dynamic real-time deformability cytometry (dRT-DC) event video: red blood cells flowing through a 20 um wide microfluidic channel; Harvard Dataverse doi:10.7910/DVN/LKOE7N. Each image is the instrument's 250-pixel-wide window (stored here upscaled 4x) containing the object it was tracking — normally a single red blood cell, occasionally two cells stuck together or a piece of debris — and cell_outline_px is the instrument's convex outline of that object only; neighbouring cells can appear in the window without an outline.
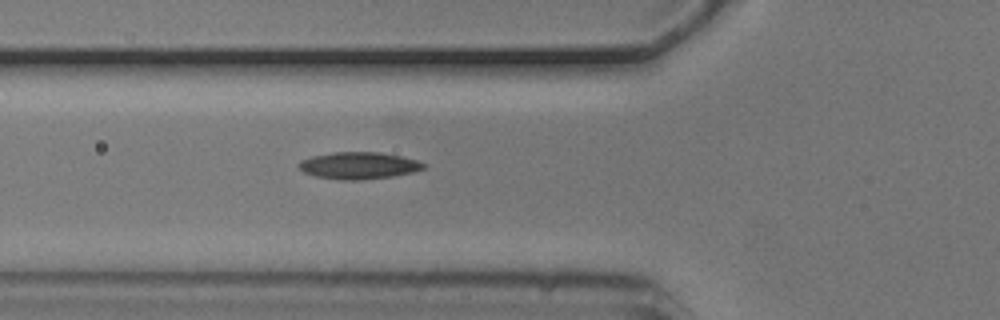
{"species": "common noctule bat (a hibernating species)", "species_latin": "Nyctalus noctula", "temperature_condition": "cold", "stored_images_in_passage": 2, "camera_frame_rate_fps": 3000, "um_per_image_px": 0.085, "animal": {"sex": "male", "body_mass_g": 20.5, "forearm_length_mm": 52.5}, "frame": {"image": 1, "passage_image": 2, "time_ms": 0.333, "image_size_px": [1000, 320], "cell_outline_px": [[428, 164], [424, 168], [412, 172], [392, 176], [360, 180], [336, 180], [316, 176], [304, 172], [296, 164], [300, 160], [312, 156], [332, 152], [380, 152], [400, 156], [416, 160]], "centroid_in_image_um": [30.46, 14.07], "position_along_channel_um": 95.3, "area_um2": 19.65}}